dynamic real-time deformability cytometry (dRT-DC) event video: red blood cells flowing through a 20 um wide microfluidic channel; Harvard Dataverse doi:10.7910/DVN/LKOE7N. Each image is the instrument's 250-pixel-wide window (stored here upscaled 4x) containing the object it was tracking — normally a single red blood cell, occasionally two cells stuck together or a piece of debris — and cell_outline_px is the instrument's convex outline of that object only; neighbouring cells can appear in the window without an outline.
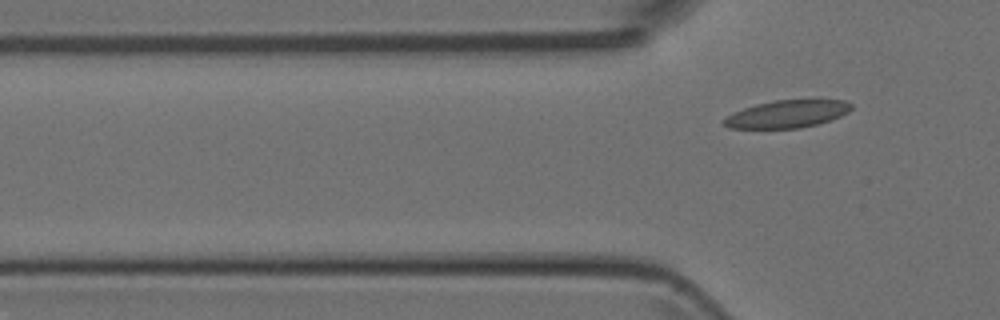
{"species": "Egyptian fruit bat (a non-hibernating species)", "species_latin": "Rousettus aegyptiacus", "temperature_condition": "room temperature", "stored_images_in_passage": 5, "camera_frame_rate_fps": 3000, "um_per_image_px": 0.085, "animal": {"sex": "female"}, "frame": {"image": 1, "passage_image": 5, "time_ms": 4.333, "image_size_px": [1000, 320], "cell_outline_px": [[852, 108], [848, 112], [832, 120], [800, 128], [728, 128], [720, 120], [732, 112], [756, 104], [776, 100], [844, 100], [852, 104]], "centroid_in_image_um": [66.88, 9.69], "position_along_channel_um": 58.9, "area_um2": 20.46}}